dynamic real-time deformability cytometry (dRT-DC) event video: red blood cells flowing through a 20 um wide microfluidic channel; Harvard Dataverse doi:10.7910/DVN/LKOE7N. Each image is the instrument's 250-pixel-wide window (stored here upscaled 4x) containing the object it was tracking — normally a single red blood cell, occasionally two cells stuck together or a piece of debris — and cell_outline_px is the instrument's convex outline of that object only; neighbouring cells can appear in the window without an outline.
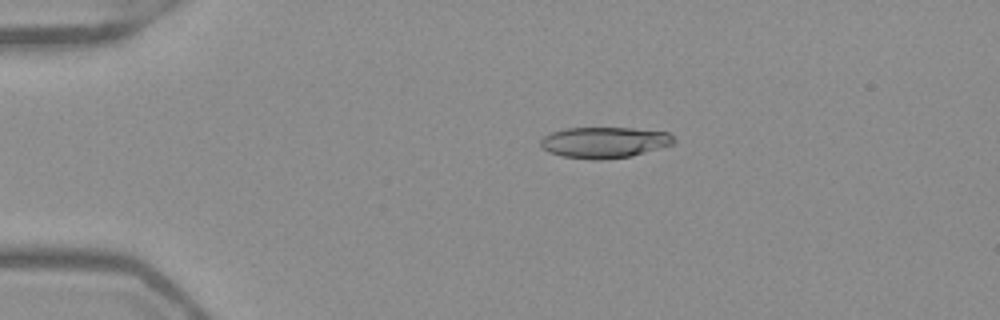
{"species": "Egyptian fruit bat (a non-hibernating species)", "species_latin": "Rousettus aegyptiacus", "temperature_condition": "warm", "stored_images_in_passage": 45, "camera_frame_rate_fps": 3000, "um_per_image_px": 0.085, "frame": {"image": 1, "passage_image": 4, "time_ms": 1.0, "image_size_px": [1000, 320], "cell_outline_px": [[676, 140], [672, 144], [632, 156], [600, 160], [592, 160], [560, 156], [548, 152], [540, 148], [540, 140], [544, 136], [552, 132], [564, 128], [632, 128], [668, 132]], "centroid_in_image_um": [51.32, 12.11], "position_along_channel_um": 33.7, "area_um2": 24.22}}
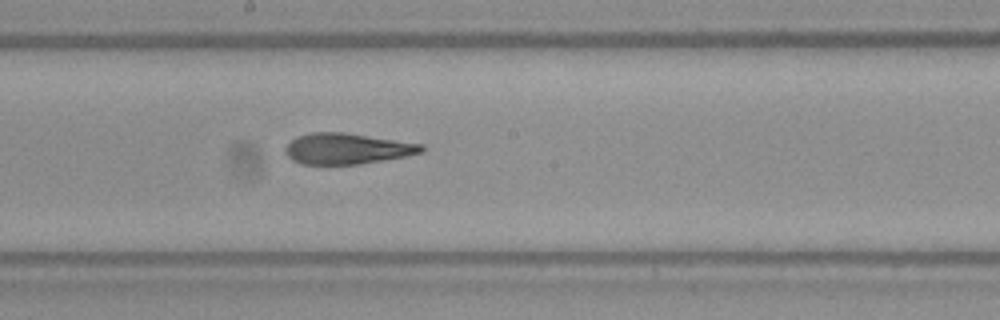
{"frame": {"image": 2, "passage_image": 22, "time_ms": 7.0, "image_size_px": [1000, 320], "cell_outline_px": [[424, 152], [408, 156], [356, 164], [300, 164], [292, 160], [284, 152], [284, 148], [296, 136], [308, 132], [344, 132], [424, 144]], "centroid_in_image_um": [29.49, 12.63], "position_along_channel_um": 218.7, "area_um2": 24.62}}
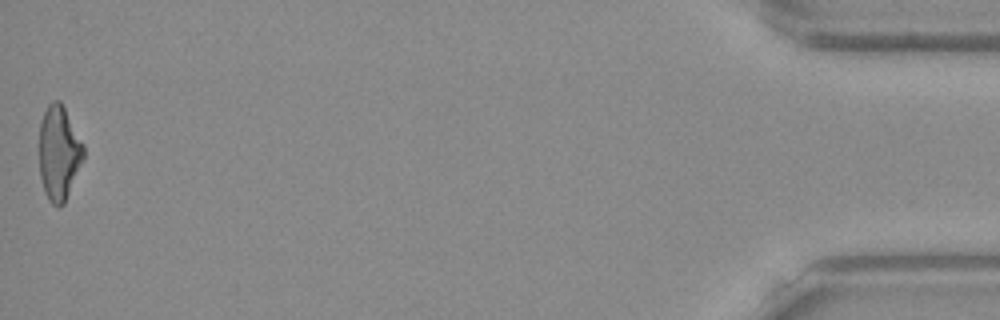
{"frame": {"image": 3, "passage_image": 45, "time_ms": 14.667, "image_size_px": [1000, 320], "cell_outline_px": [[84, 160], [64, 204], [60, 208], [52, 204], [48, 200], [44, 192], [40, 176], [40, 124], [44, 112], [48, 104], [52, 100], [60, 100], [84, 144]], "centroid_in_image_um": [5.02, 13.03], "position_along_channel_um": 430.2, "area_um2": 24.57}, "authors_computed_cell_mechanics": {"area_um2": 24.9696, "velocity_mm_per_s": 3.9509, "shape_relaxation_time_tau1_ms": null, "shape_relaxation_time_tau2_ms": 2.1609, "deformation_change_tau1": null, "deformation_change_tau2": 0.1296}}